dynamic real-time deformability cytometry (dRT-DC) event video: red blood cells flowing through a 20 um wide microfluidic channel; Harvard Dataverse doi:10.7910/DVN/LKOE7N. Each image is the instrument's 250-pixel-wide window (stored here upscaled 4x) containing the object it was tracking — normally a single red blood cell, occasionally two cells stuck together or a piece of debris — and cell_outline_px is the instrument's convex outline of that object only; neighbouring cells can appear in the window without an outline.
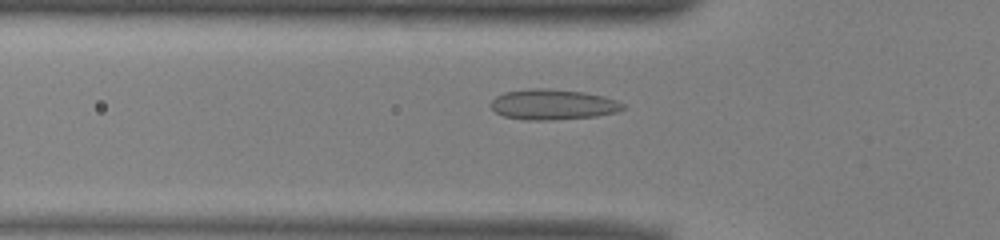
{"species": "common noctule bat (a hibernating species)", "species_latin": "Nyctalus noctula", "temperature_condition": "warm", "stored_images_in_passage": 27, "camera_frame_rate_fps": 3000, "um_per_image_px": 0.085, "animal": {"sex": "male", "body_mass_g": 13.0, "forearm_length_mm": 53.1}, "frame": {"image": 1, "passage_image": 2, "time_ms": 0.333, "image_size_px": [1000, 240], "cell_outline_px": [[628, 108], [616, 112], [596, 116], [552, 120], [524, 120], [504, 116], [496, 112], [488, 104], [496, 96], [504, 92], [532, 88], [548, 88], [584, 92], [604, 96], [616, 100], [624, 104]], "centroid_in_image_um": [47.0, 8.88], "position_along_channel_um": 78.8, "area_um2": 23.64}}
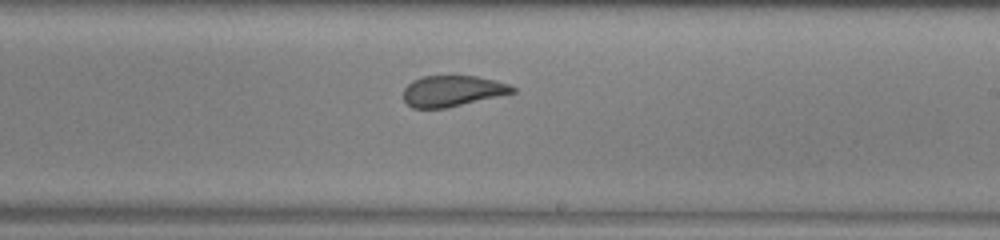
{"frame": {"image": 2, "passage_image": 15, "time_ms": 4.667, "image_size_px": [1000, 240], "cell_outline_px": [[516, 92], [448, 108], [412, 108], [404, 100], [404, 88], [412, 80], [424, 76], [476, 76], [496, 80], [508, 84], [516, 88]], "centroid_in_image_um": [38.46, 7.73], "position_along_channel_um": 250.5, "area_um2": 19.71}}
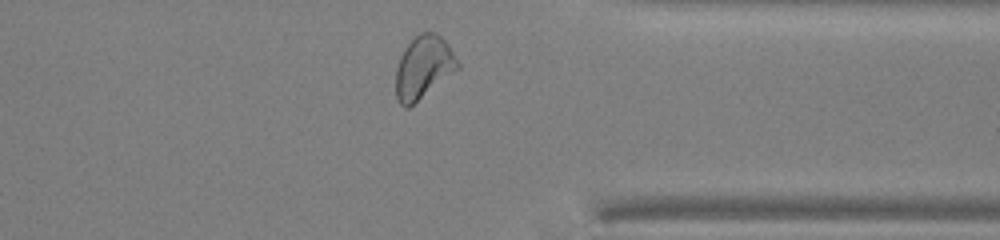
{"frame": {"image": 3, "passage_image": 25, "time_ms": 8.0, "image_size_px": [1000, 240], "cell_outline_px": [[460, 68], [408, 108], [404, 108], [400, 104], [396, 96], [396, 68], [400, 56], [404, 48], [420, 32], [436, 32], [448, 44], [460, 64]], "centroid_in_image_um": [35.99, 5.72], "position_along_channel_um": 375.4, "area_um2": 22.54}, "authors_computed_cell_mechanics": {"area_um2": 20.9814, "velocity_mm_per_s": 3.958, "shape_relaxation_time_tau1_ms": null, "shape_relaxation_time_tau2_ms": 0.9752, "deformation_change_tau1": null, "deformation_change_tau2": 0.058}}